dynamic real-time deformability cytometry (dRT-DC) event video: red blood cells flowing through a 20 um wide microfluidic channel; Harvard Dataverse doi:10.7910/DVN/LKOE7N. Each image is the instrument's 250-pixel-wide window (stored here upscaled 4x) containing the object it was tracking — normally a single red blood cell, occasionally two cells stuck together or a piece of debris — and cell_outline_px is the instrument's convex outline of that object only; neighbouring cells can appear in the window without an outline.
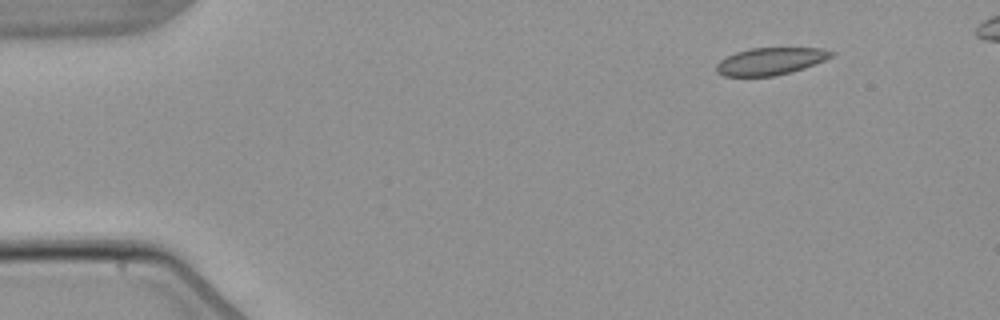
{"species": "common noctule bat (a hibernating species)", "species_latin": "Nyctalus noctula", "temperature_condition": "warm", "stored_images_in_passage": 4, "camera_frame_rate_fps": 3000, "um_per_image_px": 0.085, "animal": {"sex": "male", "body_mass_g": 21.5, "forearm_length_mm": 52.0}, "frame": {"image": 1, "passage_image": 1, "time_ms": 0.0, "image_size_px": [1000, 320], "cell_outline_px": [[836, 52], [832, 56], [824, 60], [804, 68], [792, 72], [776, 76], [724, 76], [716, 72], [716, 64], [720, 60], [736, 52], [748, 48], [824, 48]], "centroid_in_image_um": [65.49, 5.2], "position_along_channel_um": 19.5, "area_um2": 18.32}}